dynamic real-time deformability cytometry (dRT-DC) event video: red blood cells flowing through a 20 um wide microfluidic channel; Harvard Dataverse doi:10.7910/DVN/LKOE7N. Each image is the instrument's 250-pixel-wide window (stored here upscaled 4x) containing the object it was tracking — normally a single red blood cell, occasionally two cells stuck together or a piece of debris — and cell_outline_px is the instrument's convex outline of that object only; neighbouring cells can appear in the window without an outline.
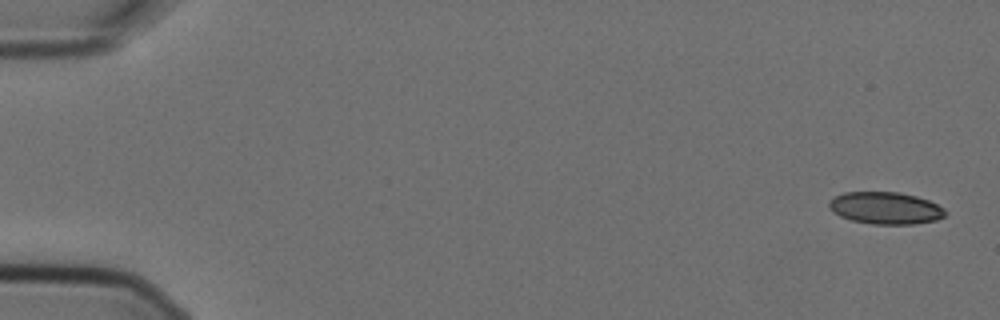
{"species": "Egyptian fruit bat (a non-hibernating species)", "species_latin": "Rousettus aegyptiacus", "temperature_condition": "cold", "stored_images_in_passage": 6, "camera_frame_rate_fps": 3000, "um_per_image_px": 0.085, "animal": {"sex": "female"}, "frame": {"image": 1, "passage_image": 1, "time_ms": 0.0, "image_size_px": [1000, 320], "cell_outline_px": [[948, 212], [944, 216], [936, 220], [912, 224], [872, 224], [852, 220], [840, 216], [832, 212], [828, 208], [828, 204], [836, 196], [844, 192], [900, 192], [916, 196], [928, 200], [944, 208]], "centroid_in_image_um": [75.27, 17.68], "position_along_channel_um": 9.7, "area_um2": 21.73}}
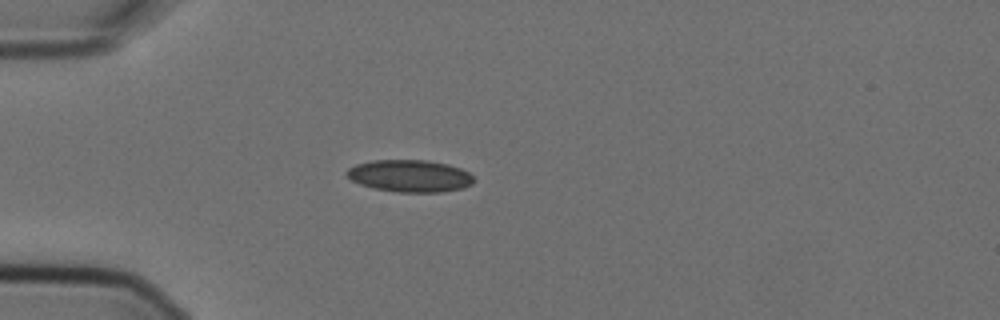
{"frame": {"image": 2, "passage_image": 5, "time_ms": 1.333, "image_size_px": [1000, 320], "cell_outline_px": [[472, 184], [464, 188], [440, 192], [396, 192], [372, 188], [360, 184], [352, 180], [344, 172], [348, 168], [356, 164], [372, 160], [424, 160], [448, 164], [460, 168], [468, 172], [472, 176]], "centroid_in_image_um": [34.81, 14.95], "position_along_channel_um": 50.2, "area_um2": 23.81}}